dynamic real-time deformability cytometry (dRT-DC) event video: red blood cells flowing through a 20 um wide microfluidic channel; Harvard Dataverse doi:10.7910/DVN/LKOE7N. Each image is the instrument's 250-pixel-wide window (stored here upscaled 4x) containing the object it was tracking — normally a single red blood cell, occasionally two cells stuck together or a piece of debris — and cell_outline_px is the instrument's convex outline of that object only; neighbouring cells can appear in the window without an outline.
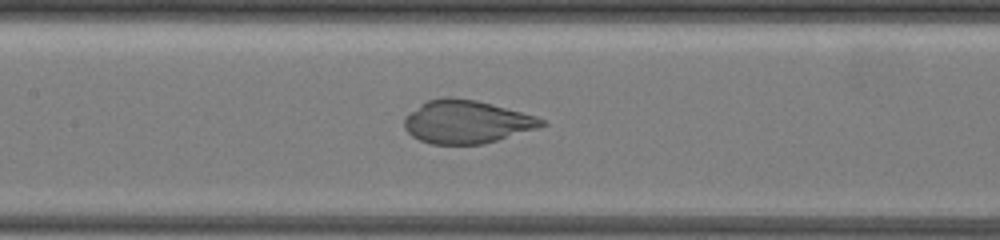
{"species": "common noctule bat (a hibernating species)", "species_latin": "Nyctalus noctula", "temperature_condition": "warm", "stored_images_in_passage": 38, "camera_frame_rate_fps": 3000, "um_per_image_px": 0.085, "animal": {"sex": "female", "body_mass_g": 19.5, "forearm_length_mm": 54.1}, "frame": {"image": 1, "passage_image": 12, "time_ms": 3.667, "image_size_px": [1000, 240], "cell_outline_px": [[548, 124], [536, 128], [484, 144], [432, 144], [420, 140], [412, 136], [404, 128], [404, 116], [420, 104], [428, 100], [444, 96], [452, 96], [476, 100], [492, 104], [536, 116], [544, 120]], "centroid_in_image_um": [39.62, 10.34], "position_along_channel_um": 167.8, "area_um2": 34.45}}
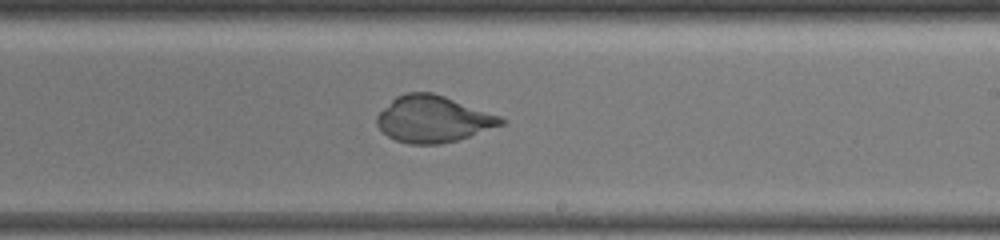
{"frame": {"image": 2, "passage_image": 19, "time_ms": 6.0, "image_size_px": [1000, 240], "cell_outline_px": [[508, 120], [504, 124], [456, 140], [440, 144], [408, 144], [396, 140], [388, 136], [376, 124], [376, 116], [396, 96], [404, 92], [432, 92], [444, 96], [500, 116]], "centroid_in_image_um": [36.8, 10.12], "position_along_channel_um": 252.2, "area_um2": 33.35}}
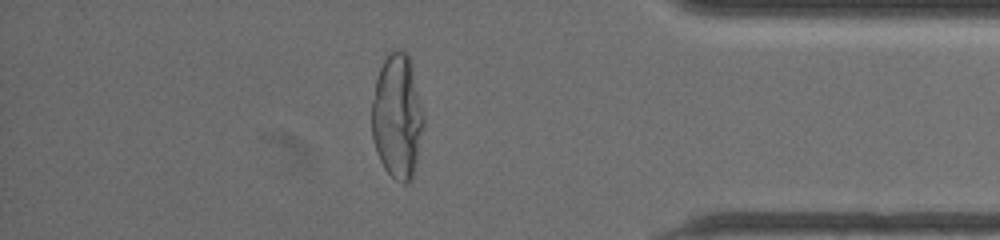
{"frame": {"image": 3, "passage_image": 33, "time_ms": 10.667, "image_size_px": [1000, 240], "cell_outline_px": [[424, 124], [416, 168], [412, 180], [408, 184], [404, 184], [396, 180], [384, 168], [380, 160], [372, 140], [372, 100], [376, 76], [388, 52], [392, 48], [404, 48], [412, 60], [424, 116]], "centroid_in_image_um": [33.79, 9.86], "position_along_channel_um": 401.4, "area_um2": 38.61}}